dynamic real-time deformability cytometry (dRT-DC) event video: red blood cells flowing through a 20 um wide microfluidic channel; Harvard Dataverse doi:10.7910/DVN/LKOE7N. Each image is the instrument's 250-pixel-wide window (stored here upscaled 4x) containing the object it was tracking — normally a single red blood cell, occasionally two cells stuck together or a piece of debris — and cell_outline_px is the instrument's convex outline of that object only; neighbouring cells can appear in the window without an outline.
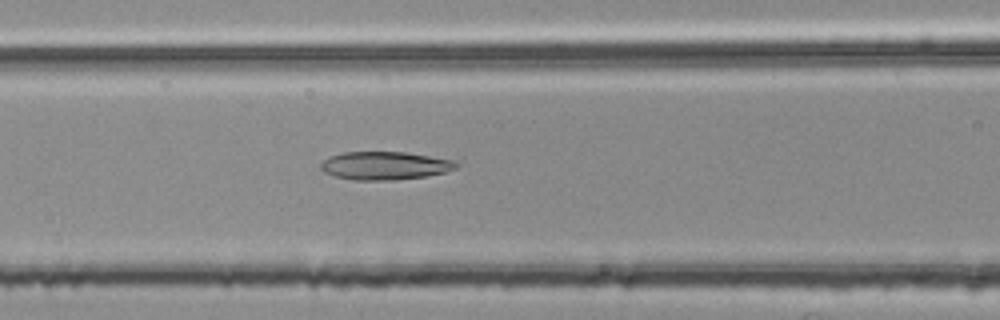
{"species": "common noctule bat (a hibernating species)", "species_latin": "Nyctalus noctula", "temperature_condition": "room temperature", "stored_images_in_passage": 39, "camera_frame_rate_fps": 3000, "um_per_image_px": 0.085, "animal": {"sex": "female", "body_mass_g": 25.1}, "frame": {"image": 1, "passage_image": 8, "time_ms": 2.333, "image_size_px": [1000, 320], "cell_outline_px": [[460, 164], [456, 168], [444, 172], [428, 176], [392, 180], [356, 180], [336, 176], [324, 172], [320, 168], [320, 164], [328, 156], [344, 152], [408, 152], [456, 160]], "centroid_in_image_um": [32.75, 14.07], "position_along_channel_um": 133.9, "area_um2": 22.37}}
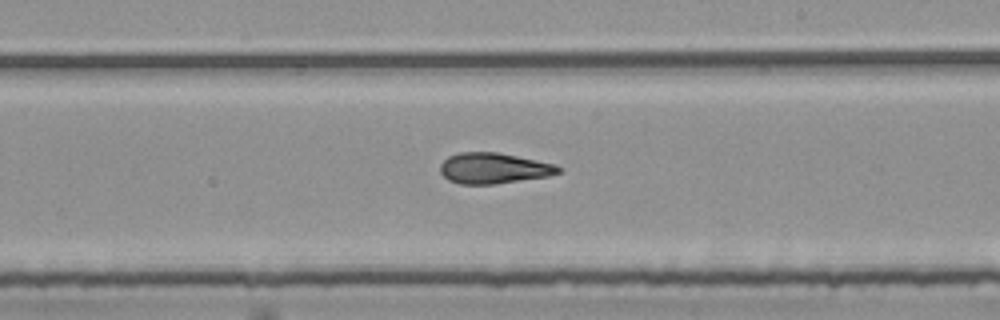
{"frame": {"image": 2, "passage_image": 17, "time_ms": 5.333, "image_size_px": [1000, 320], "cell_outline_px": [[564, 168], [560, 172], [548, 176], [492, 184], [460, 184], [448, 180], [440, 172], [440, 164], [448, 156], [460, 152], [496, 152], [556, 164]], "centroid_in_image_um": [41.95, 14.3], "position_along_channel_um": 247.0, "area_um2": 21.1}}
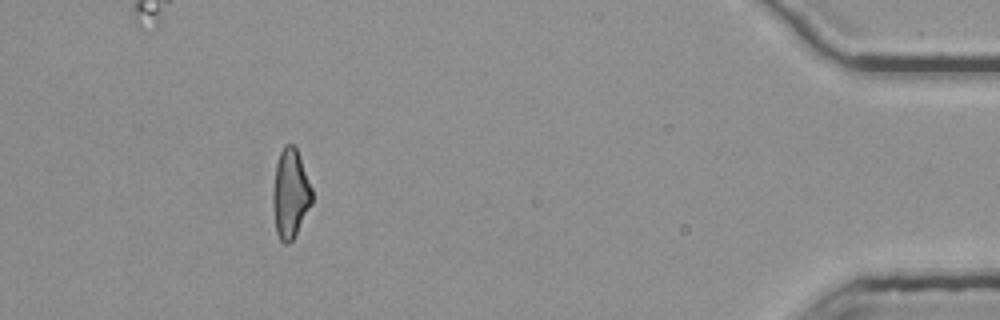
{"frame": {"image": 3, "passage_image": 35, "time_ms": 11.333, "image_size_px": [1000, 320], "cell_outline_px": [[312, 204], [292, 240], [288, 244], [284, 244], [280, 240], [276, 232], [272, 200], [272, 192], [276, 164], [280, 152], [284, 144], [292, 144], [296, 148], [312, 188]], "centroid_in_image_um": [24.67, 16.47], "position_along_channel_um": 410.5, "area_um2": 20.23}, "authors_computed_cell_mechanics": {"area_um2": 21.097, "velocity_mm_per_s": 3.78, "shape_relaxation_time_tau1_ms": 7.5753, "shape_relaxation_time_tau2_ms": 3.2192, "deformation_change_tau1": 0.2102, "deformation_change_tau2": 0.1309}}